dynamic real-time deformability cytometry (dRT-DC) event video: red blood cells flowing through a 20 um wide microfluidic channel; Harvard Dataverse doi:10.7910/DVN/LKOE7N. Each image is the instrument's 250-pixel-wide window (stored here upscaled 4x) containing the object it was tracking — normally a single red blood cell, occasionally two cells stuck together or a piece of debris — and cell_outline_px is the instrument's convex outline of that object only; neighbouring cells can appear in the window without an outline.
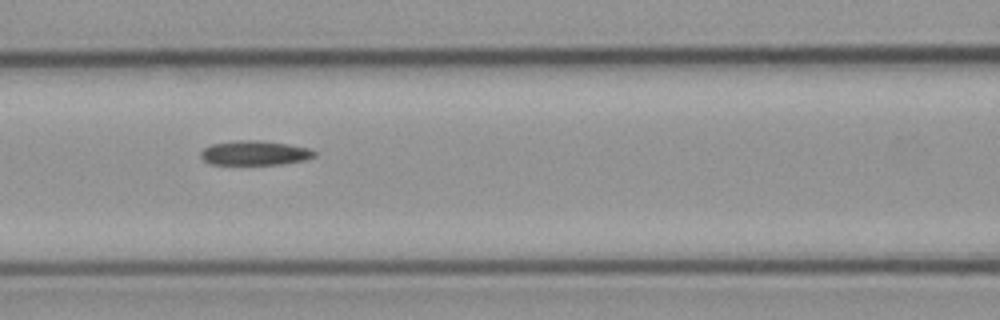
{"species": "common noctule bat (a hibernating species)", "species_latin": "Nyctalus noctula", "temperature_condition": "cold", "stored_images_in_passage": 8, "camera_frame_rate_fps": 3000, "um_per_image_px": 0.085, "animal": {"sex": "male", "body_mass_g": 23.1, "forearm_length_mm": 52.7}, "frame": {"image": 1, "passage_image": 4, "time_ms": 3.333, "image_size_px": [1000, 320], "cell_outline_px": [[316, 156], [304, 160], [280, 164], [212, 164], [204, 160], [200, 156], [200, 152], [204, 148], [212, 144], [240, 140], [260, 140], [288, 144], [308, 148], [316, 152]], "centroid_in_image_um": [21.66, 13.0], "position_along_channel_um": 144.9, "area_um2": 16.07}}
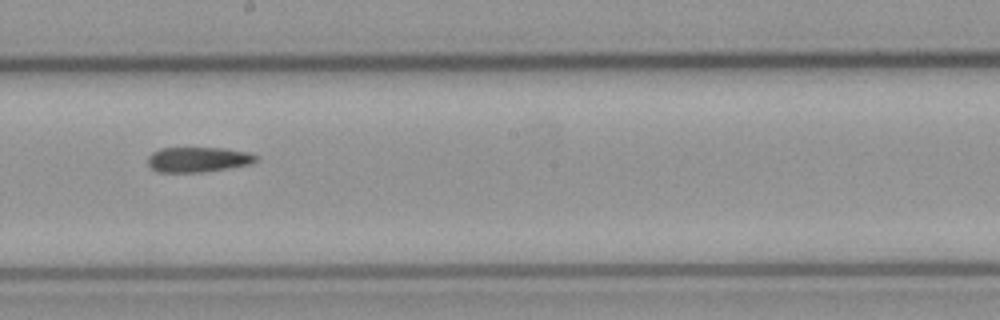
{"frame": {"image": 2, "passage_image": 6, "time_ms": 5.667, "image_size_px": [1000, 320], "cell_outline_px": [[256, 160], [248, 164], [228, 168], [200, 172], [156, 172], [148, 164], [148, 156], [152, 152], [160, 148], [224, 148], [248, 152], [256, 156]], "centroid_in_image_um": [16.78, 13.55], "position_along_channel_um": 231.4, "area_um2": 15.66}}
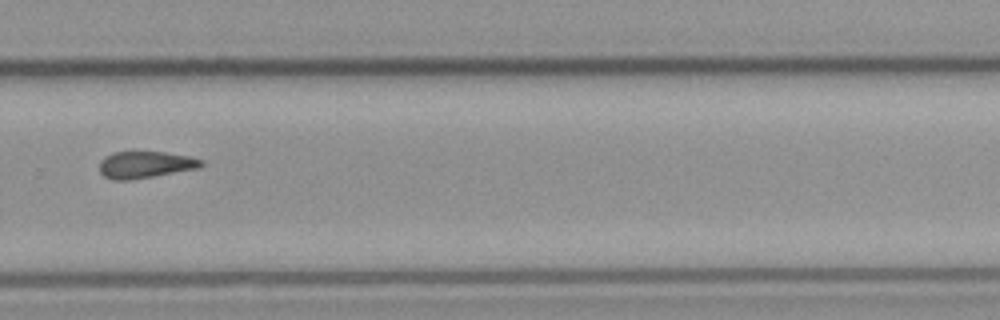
{"frame": {"image": 3, "passage_image": 8, "time_ms": 8.0, "image_size_px": [1000, 320], "cell_outline_px": [[204, 164], [200, 168], [128, 180], [112, 180], [104, 176], [100, 172], [100, 160], [104, 156], [112, 152], [164, 152], [188, 156], [204, 160]], "centroid_in_image_um": [12.34, 13.99], "position_along_channel_um": 317.5, "area_um2": 15.9}}